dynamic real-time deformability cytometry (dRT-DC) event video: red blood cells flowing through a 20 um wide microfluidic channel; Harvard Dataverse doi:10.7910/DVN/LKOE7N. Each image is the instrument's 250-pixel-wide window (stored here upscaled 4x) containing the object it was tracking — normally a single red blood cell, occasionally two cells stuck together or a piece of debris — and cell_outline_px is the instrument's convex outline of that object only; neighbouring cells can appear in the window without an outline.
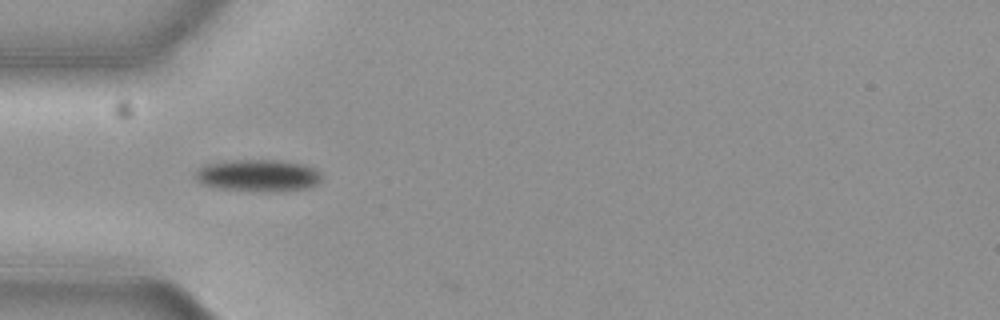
{"species": "common noctule bat (a hibernating species)", "species_latin": "Nyctalus noctula", "temperature_condition": "cold", "stored_images_in_passage": 3, "camera_frame_rate_fps": 3000, "um_per_image_px": 0.085, "animal": {"sex": "female", "body_mass_g": 19.3, "forearm_length_mm": 54.1}, "frame": {"image": 1, "passage_image": 1, "time_ms": 0.0, "image_size_px": [1000, 320], "cell_outline_px": [[324, 176], [316, 184], [308, 188], [276, 192], [264, 192], [216, 188], [200, 184], [192, 176], [196, 168], [204, 164], [232, 160], [280, 160], [304, 164], [316, 168]], "centroid_in_image_um": [21.91, 14.92], "position_along_channel_um": 63.1, "area_um2": 24.28}}